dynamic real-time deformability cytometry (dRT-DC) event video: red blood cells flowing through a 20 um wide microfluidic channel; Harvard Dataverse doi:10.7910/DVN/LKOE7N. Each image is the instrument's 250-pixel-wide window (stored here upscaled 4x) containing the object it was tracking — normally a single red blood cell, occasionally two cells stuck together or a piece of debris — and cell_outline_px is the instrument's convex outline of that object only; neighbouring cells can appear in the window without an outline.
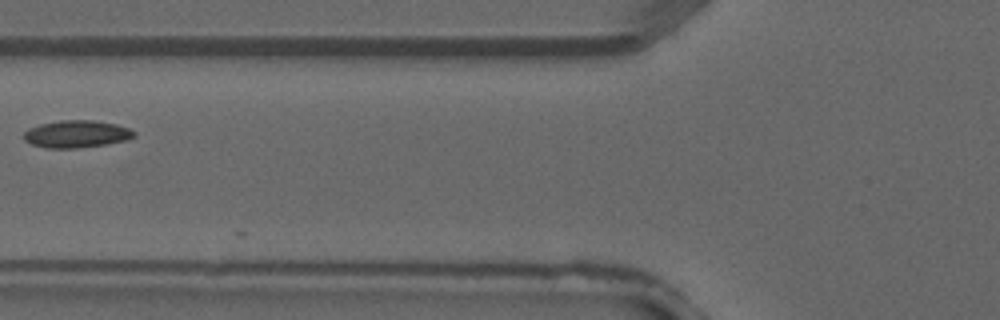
{"species": "common noctule bat (a hibernating species)", "species_latin": "Nyctalus noctula", "temperature_condition": "warm", "stored_images_in_passage": 4, "camera_frame_rate_fps": 3000, "um_per_image_px": 0.085, "animal": {"sex": "male", "forearm_length_mm": 52.5}, "frame": {"image": 1, "passage_image": 4, "time_ms": 1.0, "image_size_px": [1000, 320], "cell_outline_px": [[136, 136], [128, 140], [104, 144], [76, 148], [44, 148], [32, 144], [24, 140], [24, 132], [28, 128], [40, 124], [60, 120], [96, 120], [116, 124], [128, 128], [136, 132]], "centroid_in_image_um": [6.51, 11.38], "position_along_channel_um": 119.3, "area_um2": 17.63}}